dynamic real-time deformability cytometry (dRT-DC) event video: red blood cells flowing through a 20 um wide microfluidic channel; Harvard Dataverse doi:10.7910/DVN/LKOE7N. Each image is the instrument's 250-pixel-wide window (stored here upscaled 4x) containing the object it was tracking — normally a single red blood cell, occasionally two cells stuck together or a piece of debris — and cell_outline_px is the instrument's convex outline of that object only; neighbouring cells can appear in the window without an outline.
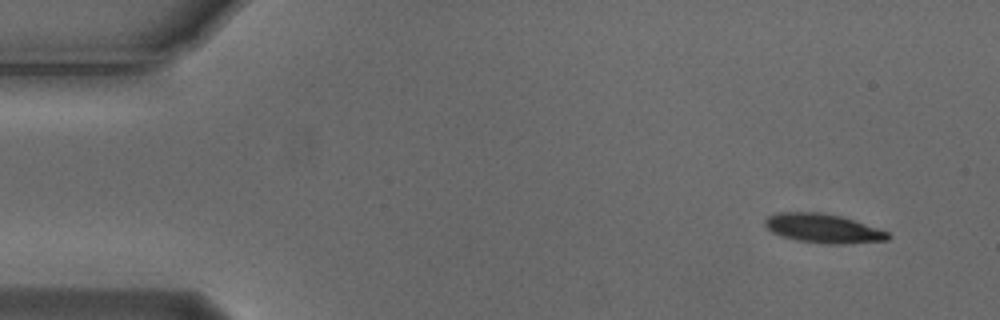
{"species": "Egyptian fruit bat (a non-hibernating species)", "species_latin": "Rousettus aegyptiacus", "temperature_condition": "cold", "stored_images_in_passage": 4, "camera_frame_rate_fps": 3000, "um_per_image_px": 0.085, "animal": {"sex": "male"}, "frame": {"image": 1, "passage_image": 1, "time_ms": 0.0, "image_size_px": [1000, 320], "cell_outline_px": [[892, 236], [888, 240], [844, 244], [824, 244], [796, 240], [780, 236], [772, 232], [764, 224], [764, 220], [768, 216], [780, 212], [820, 212], [840, 216], [888, 232]], "centroid_in_image_um": [69.94, 19.42], "position_along_channel_um": 15.1, "area_um2": 20.75}}
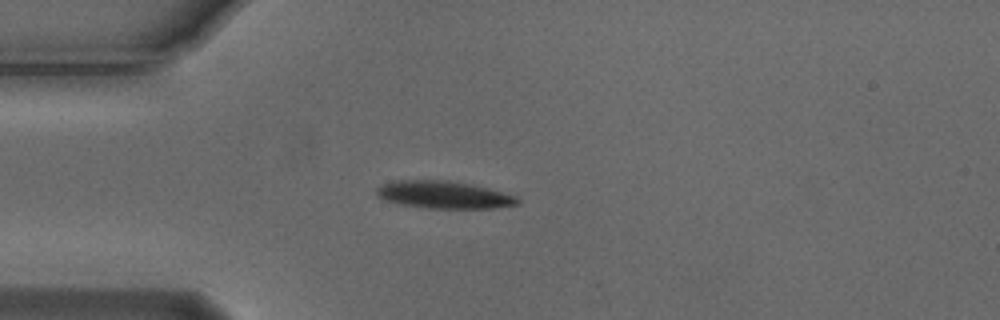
{"frame": {"image": 2, "passage_image": 4, "time_ms": 1.0, "image_size_px": [1000, 320], "cell_outline_px": [[520, 204], [492, 208], [428, 208], [396, 204], [384, 200], [376, 196], [376, 188], [384, 184], [396, 180], [444, 180], [472, 184], [488, 188], [516, 196], [520, 200]], "centroid_in_image_um": [37.7, 16.56], "position_along_channel_um": 47.3, "area_um2": 22.6}}